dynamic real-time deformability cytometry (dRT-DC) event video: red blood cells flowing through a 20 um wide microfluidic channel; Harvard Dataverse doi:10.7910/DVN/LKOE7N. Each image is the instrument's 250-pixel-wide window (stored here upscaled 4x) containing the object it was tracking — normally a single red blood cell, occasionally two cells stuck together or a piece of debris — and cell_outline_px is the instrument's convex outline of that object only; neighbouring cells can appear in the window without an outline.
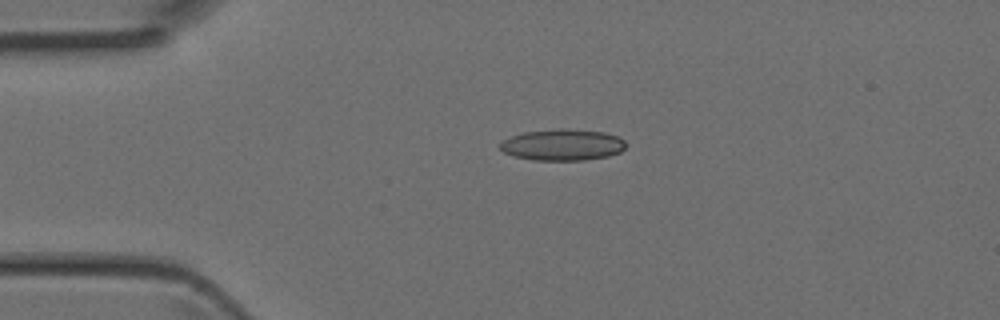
{"species": "Egyptian fruit bat (a non-hibernating species)", "species_latin": "Rousettus aegyptiacus", "temperature_condition": "room temperature", "stored_images_in_passage": 4, "segment_of_instrument_passage": [1, 2], "camera_frame_rate_fps": 3000, "um_per_image_px": 0.085, "animal": {"sex": "female"}, "frame": {"image": 1, "passage_image": 2, "time_ms": 0.333, "image_size_px": [1000, 320], "cell_outline_px": [[628, 144], [620, 152], [608, 156], [584, 160], [532, 160], [512, 156], [504, 152], [500, 148], [500, 140], [524, 132], [560, 128], [564, 128], [604, 132], [620, 136]], "centroid_in_image_um": [47.82, 12.3], "position_along_channel_um": 37.2, "area_um2": 23.24}}